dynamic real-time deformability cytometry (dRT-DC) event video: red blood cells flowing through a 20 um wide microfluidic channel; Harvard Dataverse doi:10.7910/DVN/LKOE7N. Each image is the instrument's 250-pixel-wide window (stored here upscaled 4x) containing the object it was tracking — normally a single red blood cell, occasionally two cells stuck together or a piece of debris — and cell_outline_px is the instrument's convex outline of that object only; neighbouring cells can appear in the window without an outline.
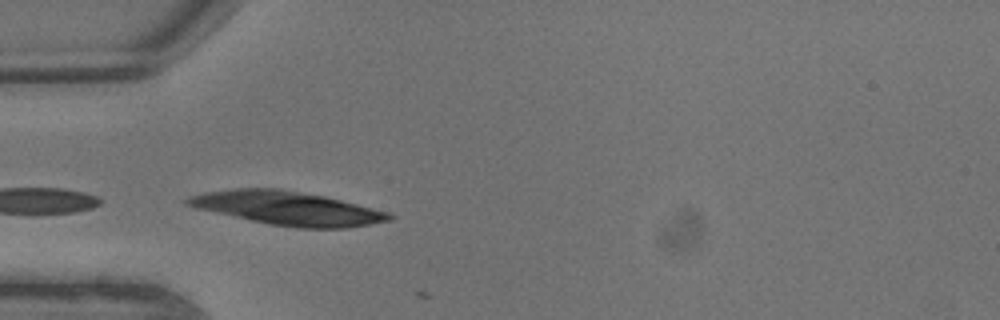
{"species": "common noctule bat (a hibernating species)", "species_latin": "Nyctalus noctula", "temperature_condition": "warm", "stored_images_in_passage": 7, "camera_frame_rate_fps": 3000, "um_per_image_px": 0.085, "animal": {"sex": "male", "body_mass_g": 13.3}, "frame": {"image": 1, "passage_image": 6, "time_ms": 1.667, "image_size_px": [1000, 320], "cell_outline_px": [[396, 216], [392, 220], [348, 228], [296, 228], [268, 224], [196, 208], [184, 204], [184, 200], [188, 196], [204, 192], [232, 188], [280, 188], [324, 196], [388, 212]], "centroid_in_image_um": [24.41, 17.7], "position_along_channel_um": 60.6, "area_um2": 39.59}}